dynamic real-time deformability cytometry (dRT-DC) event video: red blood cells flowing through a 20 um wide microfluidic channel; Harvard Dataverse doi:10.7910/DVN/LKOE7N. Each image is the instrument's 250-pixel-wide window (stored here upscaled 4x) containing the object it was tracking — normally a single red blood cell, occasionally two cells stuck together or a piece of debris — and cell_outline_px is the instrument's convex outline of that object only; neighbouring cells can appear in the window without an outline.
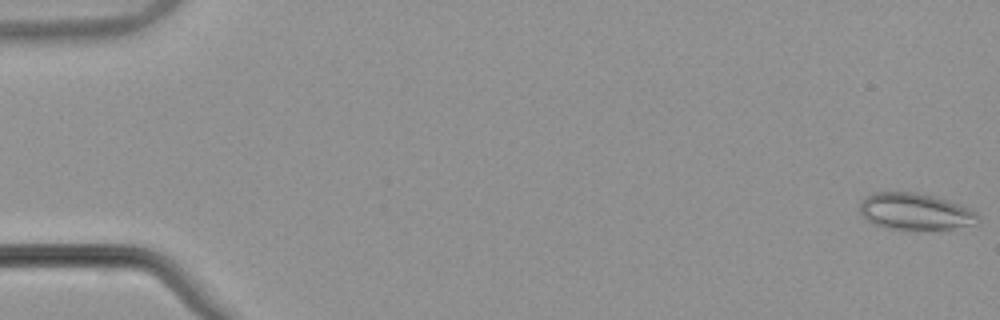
{"species": "common noctule bat (a hibernating species)", "species_latin": "Nyctalus noctula", "temperature_condition": "warm", "stored_images_in_passage": 54, "camera_frame_rate_fps": 3000, "um_per_image_px": 0.085, "animal": {"sex": "male", "body_mass_g": 21.5, "forearm_length_mm": 52.0}, "frame": {"image": 1, "passage_image": 1, "time_ms": 0.0, "image_size_px": [1000, 320], "cell_outline_px": [[980, 220], [968, 224], [952, 228], [888, 228], [872, 224], [860, 212], [860, 200], [872, 192], [916, 192], [932, 196], [960, 204], [972, 208], [980, 216]], "centroid_in_image_um": [77.76, 17.94], "position_along_channel_um": 7.2, "area_um2": 24.8}}
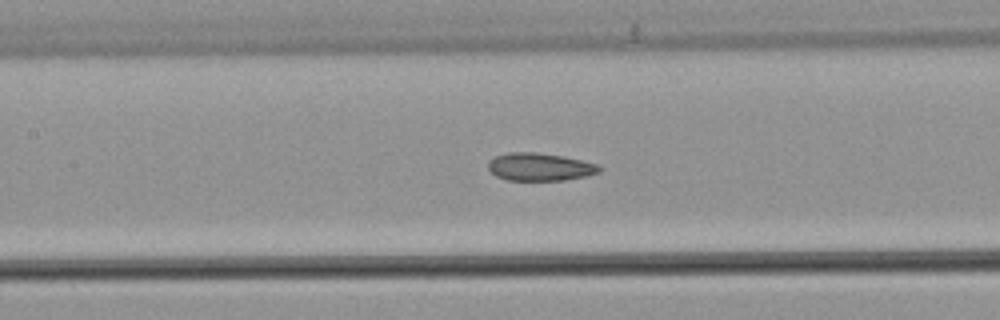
{"frame": {"image": 2, "passage_image": 26, "time_ms": 8.333, "image_size_px": [1000, 320], "cell_outline_px": [[604, 168], [600, 172], [588, 176], [564, 180], [508, 180], [496, 176], [488, 168], [488, 160], [496, 156], [508, 152], [536, 152], [564, 156], [596, 164]], "centroid_in_image_um": [45.9, 14.18], "position_along_channel_um": 161.5, "area_um2": 18.09}}
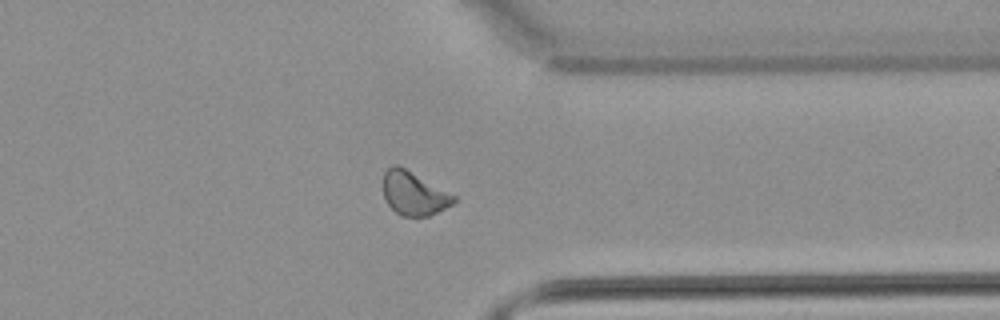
{"frame": {"image": 3, "passage_image": 43, "time_ms": 14.0, "image_size_px": [1000, 320], "cell_outline_px": [[456, 200], [452, 204], [428, 216], [400, 216], [388, 204], [384, 196], [384, 172], [392, 164], [396, 164], [404, 168], [456, 196]], "centroid_in_image_um": [35.16, 16.44], "position_along_channel_um": 376.2, "area_um2": 17.51}, "authors_computed_cell_mechanics": {"area_um2": 18.8139, "velocity_mm_per_s": 3.8572, "shape_relaxation_time_tau1_ms": null, "shape_relaxation_time_tau2_ms": 2.6959, "deformation_change_tau1": null, "deformation_change_tau2": 0.0631}}